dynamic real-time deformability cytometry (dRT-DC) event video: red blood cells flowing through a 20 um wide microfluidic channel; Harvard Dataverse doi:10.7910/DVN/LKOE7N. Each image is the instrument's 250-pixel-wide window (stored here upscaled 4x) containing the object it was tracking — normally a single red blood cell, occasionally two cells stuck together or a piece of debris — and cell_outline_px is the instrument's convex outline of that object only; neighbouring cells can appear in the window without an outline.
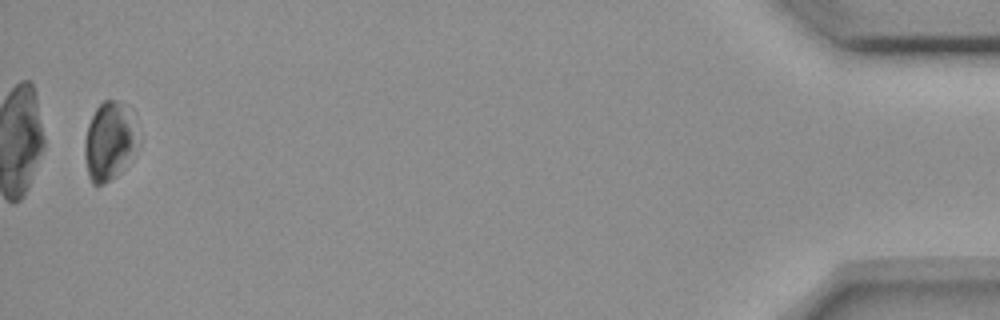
{"species": "common noctule bat (a hibernating species)", "species_latin": "Nyctalus noctula", "temperature_condition": "room temperature", "stored_images_in_passage": 16, "camera_frame_rate_fps": 3000, "um_per_image_px": 0.085, "animal": {"sex": "female", "body_mass_g": 18.4}, "frame": {"image": 1, "passage_image": 16, "time_ms": 19.667, "image_size_px": [1000, 320], "cell_outline_px": [[136, 156], [116, 176], [100, 184], [92, 184], [88, 176], [84, 156], [84, 140], [88, 124], [96, 108], [104, 100], [116, 100], [128, 120], [132, 136]], "centroid_in_image_um": [9.16, 12.14], "position_along_channel_um": 426.0, "area_um2": 22.77}, "authors_computed_cell_mechanics": {"area_um2": 18.3226, "velocity_mm_per_s": 3.6629, "shape_relaxation_time_tau1_ms": 7.9232, "shape_relaxation_time_tau2_ms": 0.9772, "deformation_change_tau1": 0.1215, "deformation_change_tau2": 0.031}}